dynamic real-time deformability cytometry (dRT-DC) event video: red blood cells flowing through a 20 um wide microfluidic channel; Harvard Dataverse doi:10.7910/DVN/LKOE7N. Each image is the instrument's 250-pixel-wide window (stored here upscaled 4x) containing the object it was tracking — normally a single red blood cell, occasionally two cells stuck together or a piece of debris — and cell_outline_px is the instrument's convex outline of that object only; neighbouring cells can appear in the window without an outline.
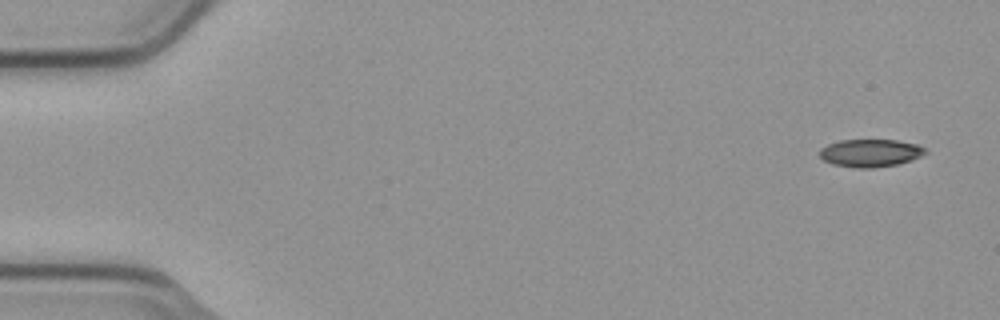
{"species": "common noctule bat (a hibernating species)", "species_latin": "Nyctalus noctula", "temperature_condition": "cold", "stored_images_in_passage": 4, "camera_frame_rate_fps": 3000, "um_per_image_px": 0.085, "animal": {"sex": "male", "body_mass_g": 23.1, "forearm_length_mm": 52.7}, "frame": {"image": 1, "passage_image": 1, "time_ms": 0.0, "image_size_px": [1000, 320], "cell_outline_px": [[928, 152], [912, 160], [896, 164], [872, 168], [856, 168], [832, 164], [824, 160], [820, 156], [820, 148], [828, 144], [840, 140], [896, 140], [916, 144], [924, 148]], "centroid_in_image_um": [73.97, 13.0], "position_along_channel_um": 11.0, "area_um2": 16.99}}
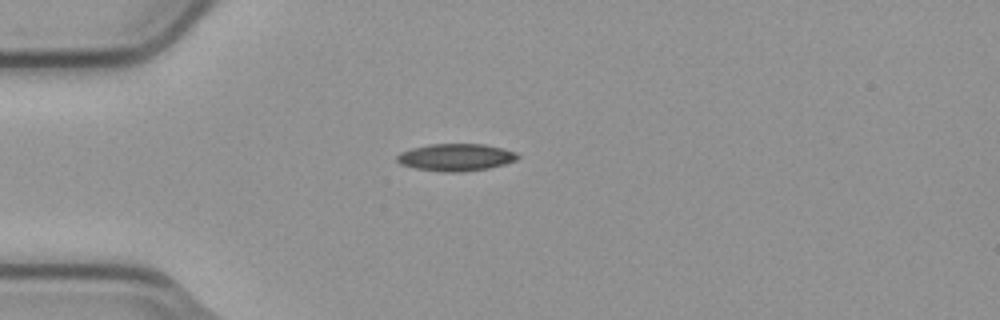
{"frame": {"image": 2, "passage_image": 4, "time_ms": 1.0, "image_size_px": [1000, 320], "cell_outline_px": [[520, 156], [516, 160], [504, 164], [488, 168], [456, 172], [448, 172], [416, 168], [400, 164], [396, 160], [396, 156], [400, 152], [412, 148], [432, 144], [484, 144], [516, 152]], "centroid_in_image_um": [38.73, 13.36], "position_along_channel_um": 46.3, "area_um2": 18.9}}